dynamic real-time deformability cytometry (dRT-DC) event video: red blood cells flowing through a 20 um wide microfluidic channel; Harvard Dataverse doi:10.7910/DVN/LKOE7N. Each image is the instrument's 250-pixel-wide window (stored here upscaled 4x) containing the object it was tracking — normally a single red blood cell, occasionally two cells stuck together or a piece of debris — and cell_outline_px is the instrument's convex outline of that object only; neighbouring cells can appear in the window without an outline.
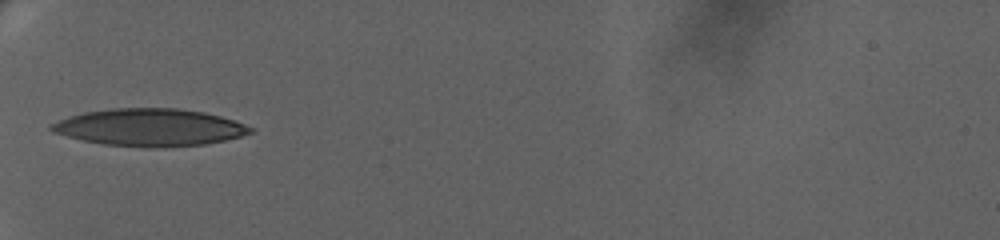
{"species": "human", "species_latin": "Homo sapiens", "temperature_condition": "warm", "stored_images_in_passage": 40, "camera_frame_rate_fps": 3000, "um_per_image_px": 0.085, "donor": {"sex": "female"}, "frame": {"image": 1, "passage_image": 1, "time_ms": 0.0, "image_size_px": [1000, 240], "cell_outline_px": [[252, 132], [240, 136], [224, 140], [204, 144], [164, 148], [104, 144], [84, 140], [52, 132], [48, 128], [52, 124], [68, 116], [84, 112], [112, 108], [176, 108], [204, 112], [220, 116], [244, 124], [252, 128]], "centroid_in_image_um": [12.71, 10.82], "position_along_channel_um": 72.3, "area_um2": 42.89}}
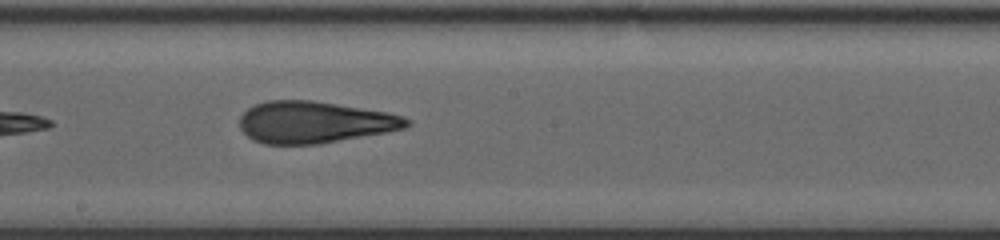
{"frame": {"image": 2, "passage_image": 15, "time_ms": 4.667, "image_size_px": [1000, 240], "cell_outline_px": [[412, 124], [404, 128], [384, 132], [320, 144], [264, 144], [252, 140], [240, 128], [240, 116], [248, 108], [256, 104], [268, 100], [312, 100], [388, 112], [404, 116], [412, 120]], "centroid_in_image_um": [26.73, 10.38], "position_along_channel_um": 221.5, "area_um2": 40.63}}
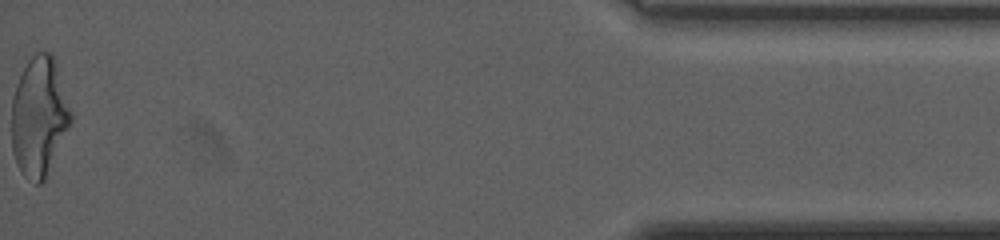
{"frame": {"image": 3, "passage_image": 40, "time_ms": 13.0, "image_size_px": [1000, 240], "cell_outline_px": [[72, 120], [44, 180], [40, 184], [36, 184], [24, 176], [20, 172], [16, 164], [12, 152], [12, 100], [16, 84], [28, 60], [36, 52], [52, 52], [56, 60], [72, 116]], "centroid_in_image_um": [3.31, 9.9], "position_along_channel_um": 431.9, "area_um2": 41.04}, "authors_computed_cell_mechanics": {"area_um2": 40.7201, "velocity_mm_per_s": 3.3452, "shape_relaxation_time_tau1_ms": null, "shape_relaxation_time_tau2_ms": 1.4954, "deformation_change_tau1": null, "deformation_change_tau2": 0.1039}}